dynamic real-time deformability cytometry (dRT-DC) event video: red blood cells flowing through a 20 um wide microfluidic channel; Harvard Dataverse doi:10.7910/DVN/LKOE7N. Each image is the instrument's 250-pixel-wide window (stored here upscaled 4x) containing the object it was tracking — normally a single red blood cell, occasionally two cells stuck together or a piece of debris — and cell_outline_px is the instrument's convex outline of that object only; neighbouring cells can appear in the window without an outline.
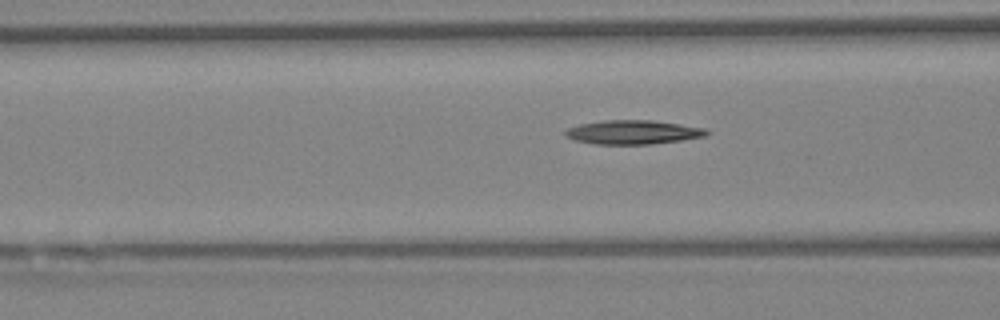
{"species": "Egyptian fruit bat (a non-hibernating species)", "species_latin": "Rousettus aegyptiacus", "temperature_condition": "warm", "stored_images_in_passage": 6, "segment_of_instrument_passage": [2, 2], "camera_frame_rate_fps": 3000, "um_per_image_px": 0.085, "animal": {"sex": "female"}, "frame": {"image": 1, "passage_image": 6, "time_ms": 1.667, "image_size_px": [1000, 320], "cell_outline_px": [[712, 132], [704, 136], [680, 140], [652, 144], [596, 144], [576, 140], [564, 136], [564, 132], [568, 128], [580, 124], [604, 120], [652, 120], [680, 124], [704, 128]], "centroid_in_image_um": [53.8, 11.23], "position_along_channel_um": 112.8, "area_um2": 19.65}}